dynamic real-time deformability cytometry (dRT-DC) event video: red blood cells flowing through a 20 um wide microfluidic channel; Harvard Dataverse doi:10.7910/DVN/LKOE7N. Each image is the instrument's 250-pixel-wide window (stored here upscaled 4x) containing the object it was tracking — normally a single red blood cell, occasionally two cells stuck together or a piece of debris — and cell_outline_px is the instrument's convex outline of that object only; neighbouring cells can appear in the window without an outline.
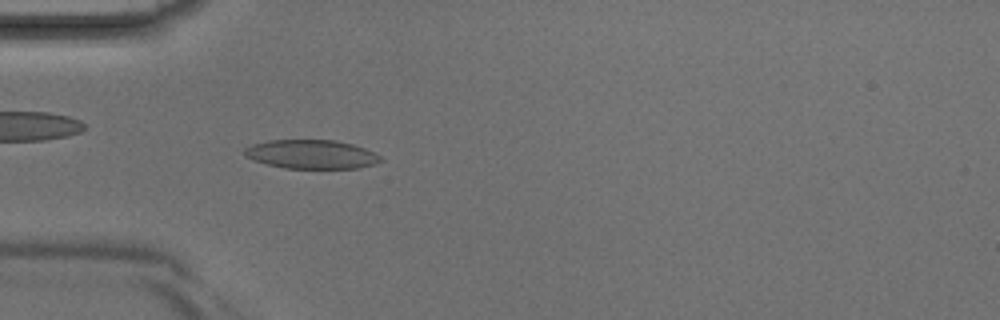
{"species": "Egyptian fruit bat (a non-hibernating species)", "species_latin": "Rousettus aegyptiacus", "temperature_condition": "room temperature", "stored_images_in_passage": 2, "camera_frame_rate_fps": 3000, "um_per_image_px": 0.085, "animal": {"sex": "male"}, "frame": {"image": 1, "passage_image": 2, "time_ms": 0.333, "image_size_px": [1000, 320], "cell_outline_px": [[384, 160], [376, 164], [356, 168], [284, 168], [252, 160], [244, 156], [244, 148], [252, 144], [272, 140], [336, 140], [352, 144], [364, 148], [380, 156]], "centroid_in_image_um": [26.46, 13.11], "position_along_channel_um": 58.5, "area_um2": 22.89}}